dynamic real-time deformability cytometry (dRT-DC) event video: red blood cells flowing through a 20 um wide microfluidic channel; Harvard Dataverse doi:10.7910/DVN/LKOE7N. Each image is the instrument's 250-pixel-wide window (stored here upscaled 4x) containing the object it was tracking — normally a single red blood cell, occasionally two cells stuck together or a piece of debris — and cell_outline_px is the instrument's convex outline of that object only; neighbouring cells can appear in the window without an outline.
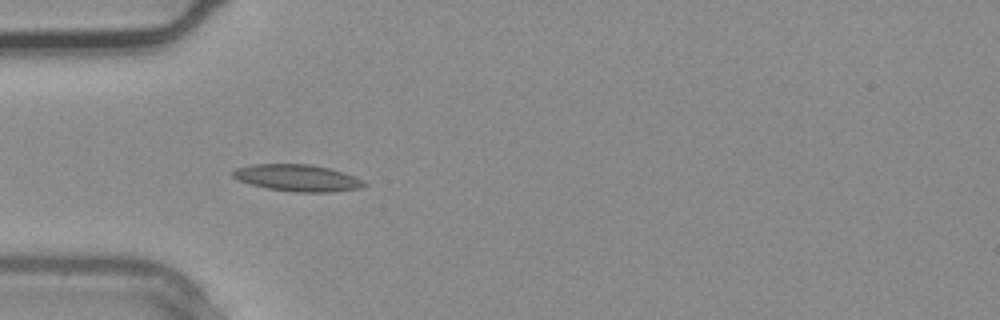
{"species": "common noctule bat (a hibernating species)", "species_latin": "Nyctalus noctula", "temperature_condition": "warm", "stored_images_in_passage": 26, "camera_frame_rate_fps": 3000, "um_per_image_px": 0.085, "animal": {"sex": "male", "body_mass_g": 20.4}, "frame": {"image": 1, "passage_image": 1, "time_ms": 0.0, "image_size_px": [1000, 320], "cell_outline_px": [[368, 184], [360, 188], [332, 192], [292, 192], [268, 188], [252, 184], [240, 180], [232, 176], [232, 172], [236, 168], [252, 164], [308, 164], [328, 168], [344, 172], [364, 180]], "centroid_in_image_um": [25.32, 15.12], "position_along_channel_um": 59.7, "area_um2": 20.4}}